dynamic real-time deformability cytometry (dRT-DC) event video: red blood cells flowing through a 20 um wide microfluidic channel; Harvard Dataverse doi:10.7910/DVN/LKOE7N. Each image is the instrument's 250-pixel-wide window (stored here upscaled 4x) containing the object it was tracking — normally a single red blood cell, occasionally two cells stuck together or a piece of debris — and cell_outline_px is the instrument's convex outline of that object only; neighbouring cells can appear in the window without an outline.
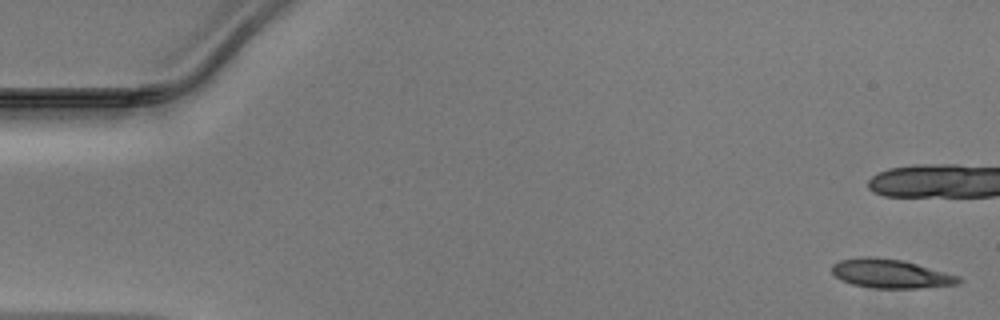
{"species": "Egyptian fruit bat (a non-hibernating species)", "species_latin": "Rousettus aegyptiacus", "temperature_condition": "warm", "stored_images_in_passage": 14, "camera_frame_rate_fps": 3000, "um_per_image_px": 0.085, "animal": {"sex": "male"}, "frame": {"image": 1, "passage_image": 1, "time_ms": 0.0, "image_size_px": [1000, 320], "cell_outline_px": [[964, 280], [956, 284], [920, 288], [872, 288], [852, 284], [840, 280], [832, 272], [832, 264], [840, 260], [860, 256], [876, 256], [904, 260], [960, 276]], "centroid_in_image_um": [75.69, 23.25], "position_along_channel_um": 9.3, "area_um2": 21.62}}